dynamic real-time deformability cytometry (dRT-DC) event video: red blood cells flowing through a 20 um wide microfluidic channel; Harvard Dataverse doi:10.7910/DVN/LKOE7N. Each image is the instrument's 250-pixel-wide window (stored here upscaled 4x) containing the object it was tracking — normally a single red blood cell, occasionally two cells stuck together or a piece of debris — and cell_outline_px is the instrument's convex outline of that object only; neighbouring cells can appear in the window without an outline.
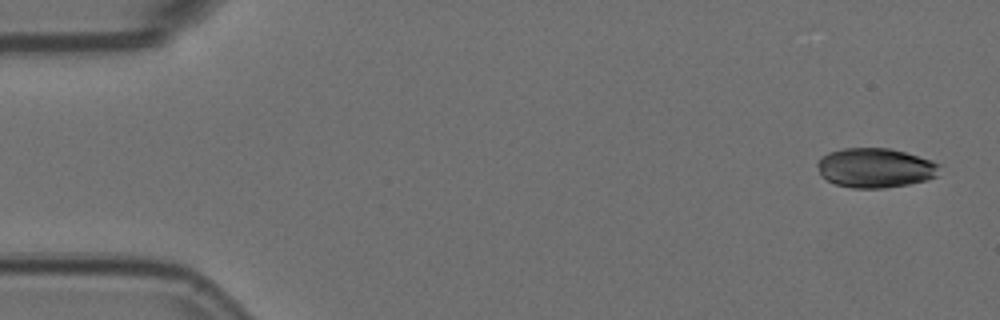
{"species": "Egyptian fruit bat (a non-hibernating species)", "species_latin": "Rousettus aegyptiacus", "temperature_condition": "room temperature", "stored_images_in_passage": 4, "camera_frame_rate_fps": 3000, "um_per_image_px": 0.085, "animal": {"sex": "female"}, "frame": {"image": 1, "passage_image": 1, "time_ms": 0.0, "image_size_px": [1000, 320], "cell_outline_px": [[940, 164], [936, 176], [928, 180], [908, 184], [884, 188], [852, 188], [836, 184], [820, 176], [816, 164], [820, 156], [828, 152], [844, 148], [892, 148], [932, 160]], "centroid_in_image_um": [74.37, 14.26], "position_along_channel_um": 10.6, "area_um2": 28.38}}